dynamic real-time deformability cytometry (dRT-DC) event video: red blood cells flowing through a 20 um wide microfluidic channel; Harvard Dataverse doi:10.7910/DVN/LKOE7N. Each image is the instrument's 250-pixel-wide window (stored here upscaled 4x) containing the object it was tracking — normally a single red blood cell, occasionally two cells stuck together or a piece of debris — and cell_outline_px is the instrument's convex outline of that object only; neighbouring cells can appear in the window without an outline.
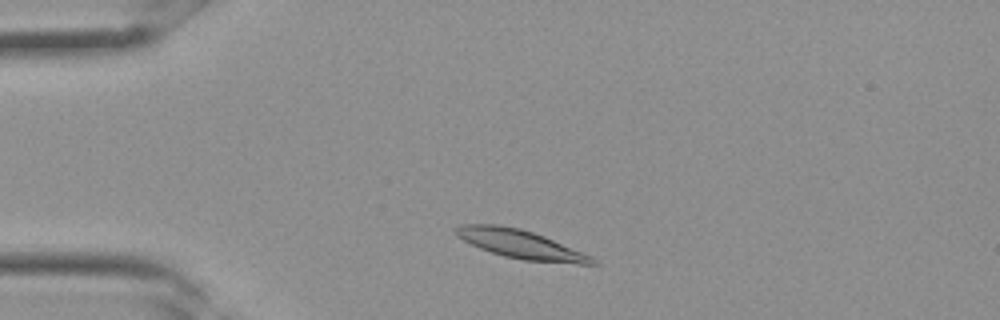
{"species": "Egyptian fruit bat (a non-hibernating species)", "species_latin": "Rousettus aegyptiacus", "temperature_condition": "room temperature", "stored_images_in_passage": 28, "camera_frame_rate_fps": 3000, "um_per_image_px": 0.085, "frame": {"image": 1, "passage_image": 3, "time_ms": 0.667, "image_size_px": [1000, 320], "cell_outline_px": [[600, 264], [576, 264], [524, 260], [504, 256], [480, 248], [456, 236], [452, 232], [452, 228], [460, 224], [496, 224], [520, 228], [544, 236], [592, 256]], "centroid_in_image_um": [44.22, 20.75], "position_along_channel_um": 40.8, "area_um2": 22.83}}
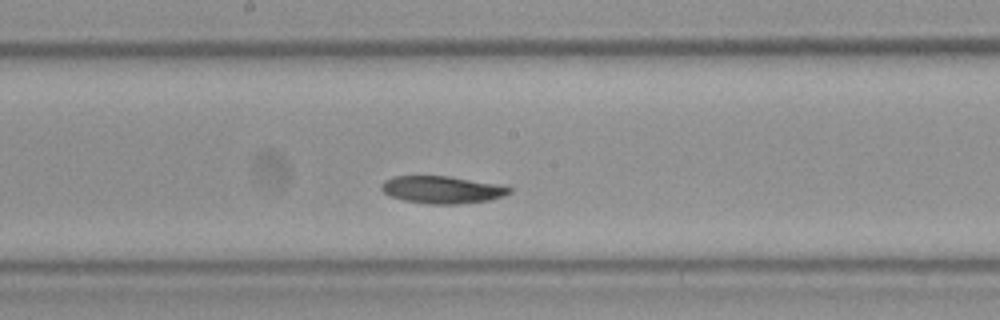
{"frame": {"image": 2, "passage_image": 13, "time_ms": 4.0, "image_size_px": [1000, 320], "cell_outline_px": [[512, 192], [488, 200], [456, 204], [428, 204], [404, 200], [388, 196], [380, 188], [380, 184], [384, 180], [392, 176], [448, 176], [500, 184], [512, 188]], "centroid_in_image_um": [37.53, 16.11], "position_along_channel_um": 210.7, "area_um2": 20.46}}
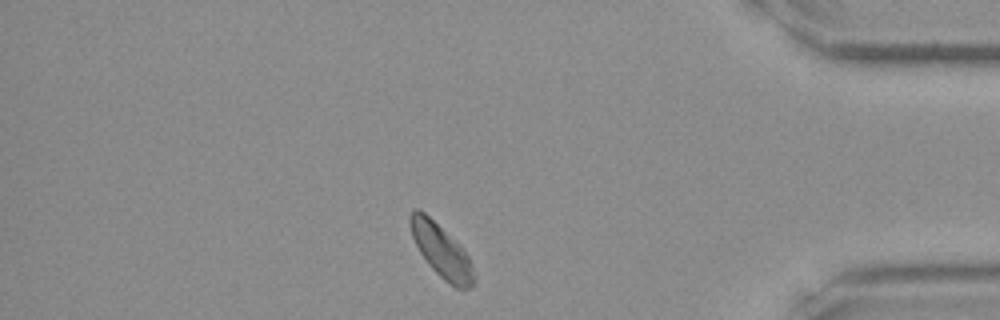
{"frame": {"image": 3, "passage_image": 24, "time_ms": 7.667, "image_size_px": [1000, 320], "cell_outline_px": [[476, 280], [472, 288], [456, 288], [444, 280], [428, 264], [420, 252], [412, 236], [408, 224], [408, 216], [412, 208], [416, 208], [424, 212], [456, 240], [468, 256], [472, 264]], "centroid_in_image_um": [37.51, 21.31], "position_along_channel_um": 397.7, "area_um2": 19.83}}